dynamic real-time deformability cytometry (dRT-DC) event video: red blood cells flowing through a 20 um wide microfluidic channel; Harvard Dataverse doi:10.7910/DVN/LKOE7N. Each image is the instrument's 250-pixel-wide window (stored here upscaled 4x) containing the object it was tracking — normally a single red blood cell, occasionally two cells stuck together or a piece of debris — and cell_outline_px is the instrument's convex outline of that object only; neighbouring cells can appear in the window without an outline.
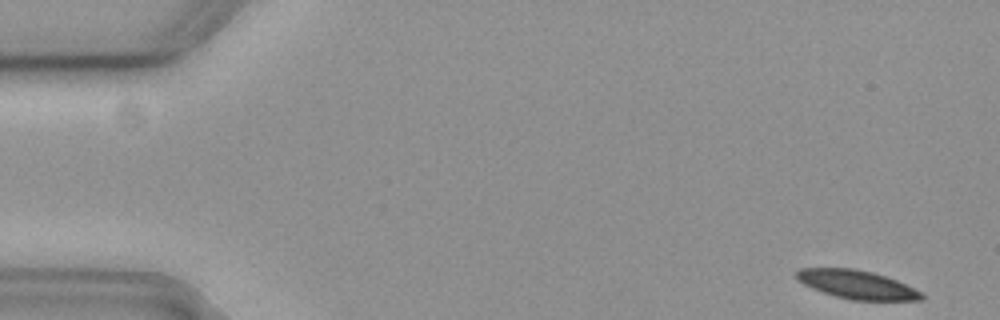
{"species": "common noctule bat (a hibernating species)", "species_latin": "Nyctalus noctula", "temperature_condition": "cold", "stored_images_in_passage": 55, "camera_frame_rate_fps": 3000, "um_per_image_px": 0.085, "animal": {"sex": "female", "body_mass_g": 19.3, "forearm_length_mm": 54.1}, "frame": {"image": 1, "passage_image": 1, "time_ms": 0.0, "image_size_px": [1000, 320], "cell_outline_px": [[924, 300], [852, 300], [836, 296], [812, 288], [796, 280], [796, 272], [800, 268], [852, 268], [872, 272], [896, 280], [924, 292]], "centroid_in_image_um": [72.85, 24.19], "position_along_channel_um": 12.1, "area_um2": 20.75}}
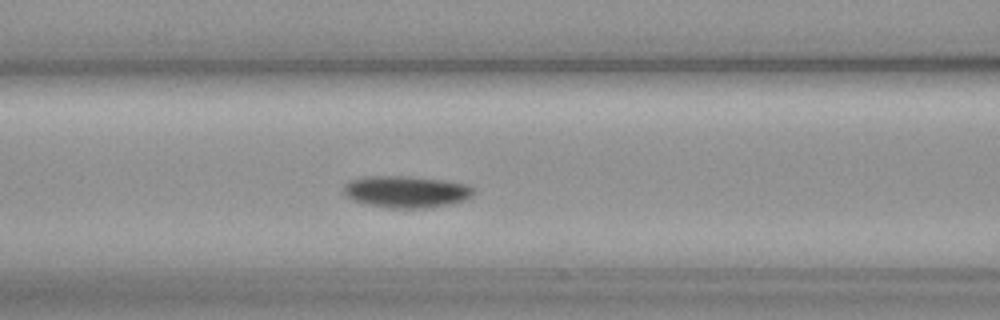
{"frame": {"image": 2, "passage_image": 22, "time_ms": 7.0, "image_size_px": [1000, 320], "cell_outline_px": [[476, 192], [472, 196], [464, 200], [452, 204], [428, 208], [388, 208], [368, 204], [352, 200], [344, 192], [344, 184], [348, 180], [364, 176], [408, 176], [440, 180], [468, 184], [476, 188]], "centroid_in_image_um": [34.56, 16.29], "position_along_channel_um": 132.0, "area_um2": 24.33}}
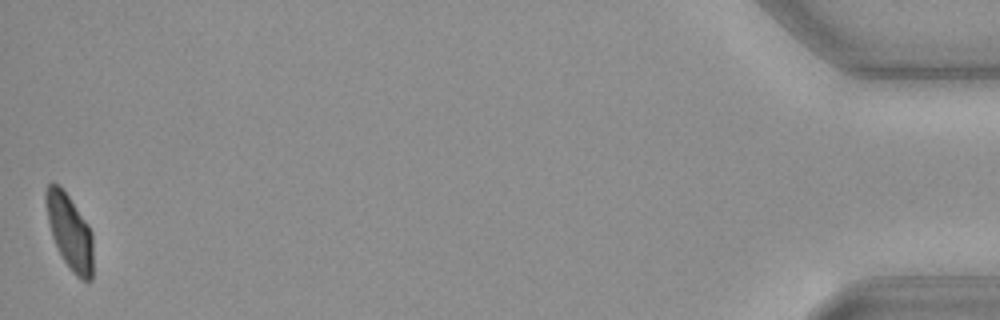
{"frame": {"image": 3, "passage_image": 55, "time_ms": 18.0, "image_size_px": [1000, 320], "cell_outline_px": [[92, 280], [88, 284], [80, 280], [72, 272], [64, 260], [52, 236], [48, 220], [44, 200], [44, 192], [48, 184], [60, 184], [88, 224], [92, 232]], "centroid_in_image_um": [5.92, 19.71], "position_along_channel_um": 429.3, "area_um2": 20.69}, "authors_computed_cell_mechanics": {"area_um2": 22.1952, "velocity_mm_per_s": 3.6389, "shape_relaxation_time_tau1_ms": 3.2087, "shape_relaxation_time_tau2_ms": null, "deformation_change_tau1": 0.0889, "deformation_change_tau2": null}}